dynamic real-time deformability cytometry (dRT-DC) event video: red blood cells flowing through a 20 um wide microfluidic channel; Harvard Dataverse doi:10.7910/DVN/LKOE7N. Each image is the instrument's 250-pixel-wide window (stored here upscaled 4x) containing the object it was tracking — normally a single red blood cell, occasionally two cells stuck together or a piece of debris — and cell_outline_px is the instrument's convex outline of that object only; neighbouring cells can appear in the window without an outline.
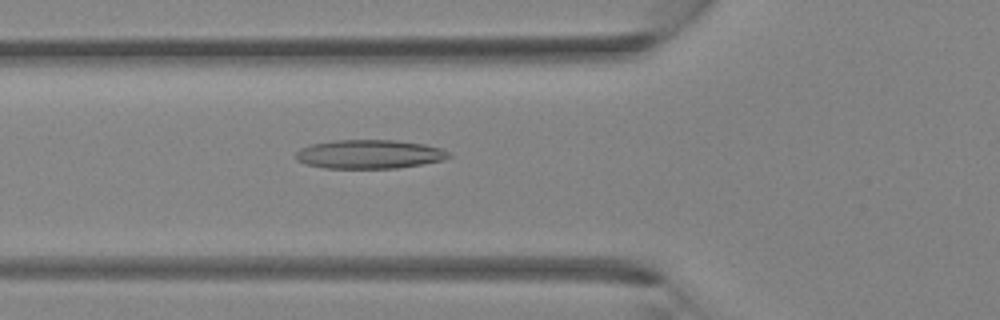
{"species": "Egyptian fruit bat (a non-hibernating species)", "species_latin": "Rousettus aegyptiacus", "temperature_condition": "room temperature", "stored_images_in_passage": 40, "camera_frame_rate_fps": 3000, "um_per_image_px": 0.085, "animal": {"sex": "female"}, "frame": {"image": 1, "passage_image": 14, "time_ms": 4.333, "image_size_px": [1000, 320], "cell_outline_px": [[452, 156], [444, 160], [400, 168], [324, 168], [304, 164], [296, 160], [296, 152], [300, 148], [312, 144], [336, 140], [396, 140], [424, 144], [440, 148], [448, 152]], "centroid_in_image_um": [31.39, 13.11], "position_along_channel_um": 94.4, "area_um2": 25.84}}
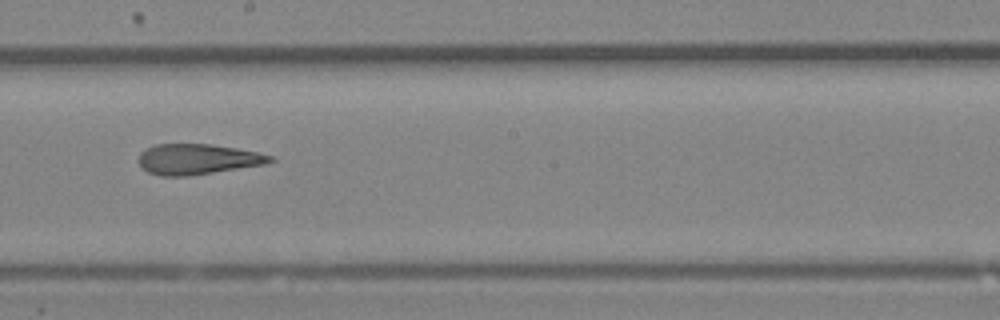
{"frame": {"image": 2, "passage_image": 22, "time_ms": 7.0, "image_size_px": [1000, 320], "cell_outline_px": [[276, 160], [264, 164], [188, 176], [160, 176], [148, 172], [140, 168], [140, 152], [156, 144], [212, 144], [236, 148], [256, 152], [272, 156]], "centroid_in_image_um": [16.77, 13.53], "position_along_channel_um": 231.4, "area_um2": 23.18}}
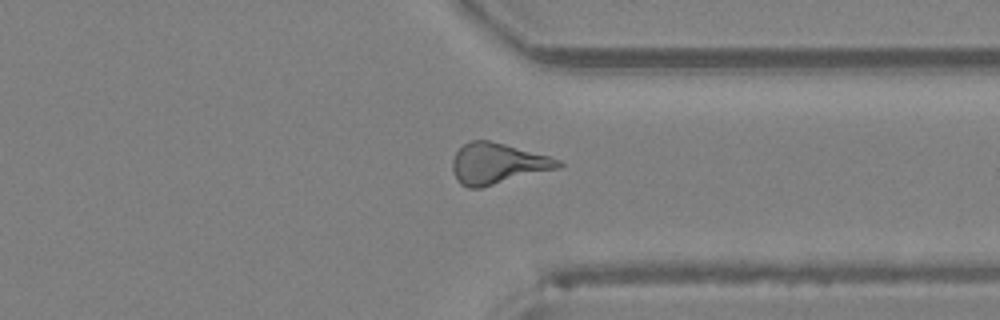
{"frame": {"image": 3, "passage_image": 30, "time_ms": 9.667, "image_size_px": [1000, 320], "cell_outline_px": [[564, 164], [560, 168], [480, 188], [468, 188], [460, 184], [456, 180], [452, 168], [452, 160], [456, 152], [464, 144], [472, 140], [488, 140], [504, 144], [548, 156], [560, 160]], "centroid_in_image_um": [42.27, 13.92], "position_along_channel_um": 369.1, "area_um2": 25.09}}